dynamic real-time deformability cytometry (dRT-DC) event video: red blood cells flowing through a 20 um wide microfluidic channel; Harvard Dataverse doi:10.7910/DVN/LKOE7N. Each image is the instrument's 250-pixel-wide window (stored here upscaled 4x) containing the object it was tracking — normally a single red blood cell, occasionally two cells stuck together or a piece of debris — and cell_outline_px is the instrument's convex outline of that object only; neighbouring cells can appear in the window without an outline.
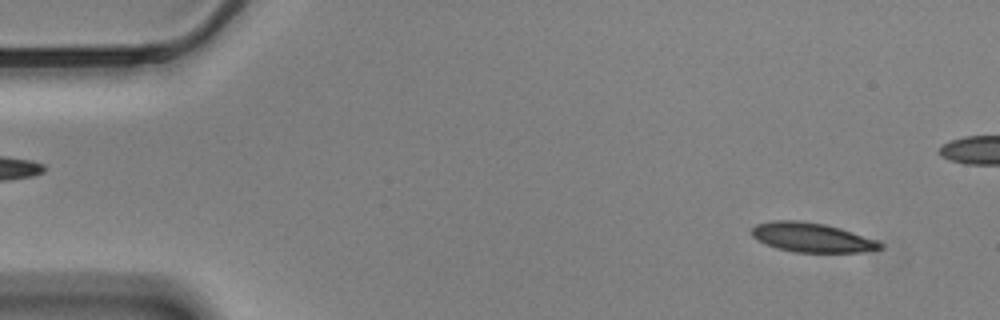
{"species": "Egyptian fruit bat (a non-hibernating species)", "species_latin": "Rousettus aegyptiacus", "temperature_condition": "cold", "stored_images_in_passage": 58, "camera_frame_rate_fps": 3000, "um_per_image_px": 0.085, "animal": {"sex": "male"}, "frame": {"image": 1, "passage_image": 4, "time_ms": 1.0, "image_size_px": [1000, 320], "cell_outline_px": [[884, 248], [860, 252], [792, 252], [776, 248], [764, 244], [756, 240], [752, 236], [752, 228], [756, 224], [772, 220], [800, 220], [824, 224], [840, 228], [876, 240], [884, 244]], "centroid_in_image_um": [68.97, 20.18], "position_along_channel_um": 16.0, "area_um2": 22.08}}
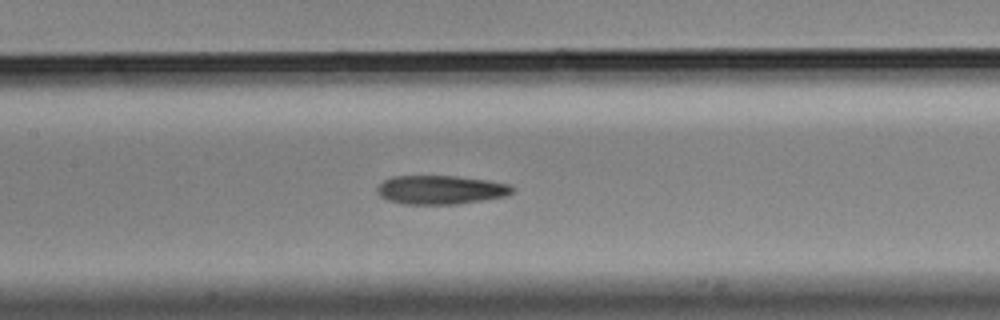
{"frame": {"image": 2, "passage_image": 26, "time_ms": 8.333, "image_size_px": [1000, 320], "cell_outline_px": [[516, 192], [508, 196], [484, 200], [456, 204], [404, 204], [388, 200], [380, 196], [376, 192], [376, 188], [384, 180], [392, 176], [456, 176], [488, 180], [512, 184], [516, 188]], "centroid_in_image_um": [37.53, 16.13], "position_along_channel_um": 169.9, "area_um2": 23.06}}
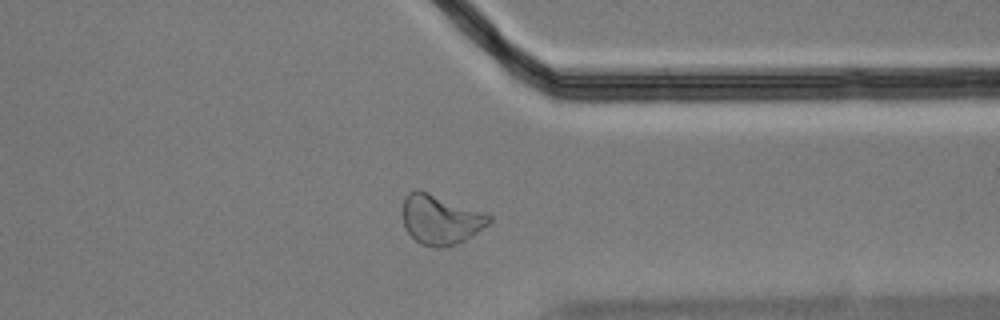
{"frame": {"image": 3, "passage_image": 44, "time_ms": 14.333, "image_size_px": [1000, 320], "cell_outline_px": [[492, 220], [488, 224], [464, 240], [456, 244], [440, 248], [436, 248], [420, 244], [404, 228], [404, 196], [408, 192], [416, 188], [488, 212], [492, 216]], "centroid_in_image_um": [37.46, 18.64], "position_along_channel_um": 373.9, "area_um2": 25.14}, "authors_computed_cell_mechanics": {"area_um2": 22.9755, "velocity_mm_per_s": 3.455, "shape_relaxation_time_tau1_ms": 5.2581, "shape_relaxation_time_tau2_ms": 4.0499, "deformation_change_tau1": 0.1673, "deformation_change_tau2": 0.1319}}